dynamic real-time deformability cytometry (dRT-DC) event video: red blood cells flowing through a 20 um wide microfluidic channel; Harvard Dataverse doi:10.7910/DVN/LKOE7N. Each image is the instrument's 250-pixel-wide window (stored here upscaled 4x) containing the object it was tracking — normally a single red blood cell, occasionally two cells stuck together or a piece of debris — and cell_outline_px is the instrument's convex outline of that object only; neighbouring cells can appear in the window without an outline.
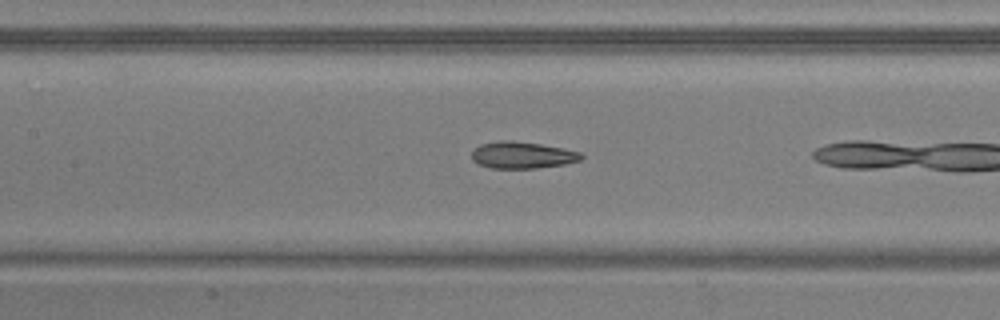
{"species": "common noctule bat (a hibernating species)", "species_latin": "Nyctalus noctula", "temperature_condition": "warm", "stored_images_in_passage": 9, "camera_frame_rate_fps": 3000, "um_per_image_px": 0.085, "animal": {"sex": "male", "body_mass_g": 20.5, "forearm_length_mm": 52.5}, "frame": {"image": 1, "passage_image": 8, "time_ms": 2.333, "image_size_px": [1000, 320], "cell_outline_px": [[584, 156], [580, 160], [564, 164], [536, 168], [492, 168], [476, 164], [472, 160], [472, 152], [480, 144], [500, 140], [512, 140], [540, 144], [564, 148], [580, 152]], "centroid_in_image_um": [44.37, 13.18], "position_along_channel_um": 163.0, "area_um2": 17.11}}